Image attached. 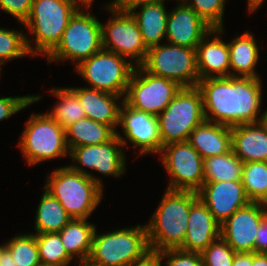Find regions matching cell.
<instances>
[{"label":"cell","mask_w":267,"mask_h":266,"mask_svg":"<svg viewBox=\"0 0 267 266\" xmlns=\"http://www.w3.org/2000/svg\"><path fill=\"white\" fill-rule=\"evenodd\" d=\"M197 88L207 121L232 127L264 120L260 78L211 77L199 80Z\"/></svg>","instance_id":"obj_1"},{"label":"cell","mask_w":267,"mask_h":266,"mask_svg":"<svg viewBox=\"0 0 267 266\" xmlns=\"http://www.w3.org/2000/svg\"><path fill=\"white\" fill-rule=\"evenodd\" d=\"M197 199V192L194 191L165 190L152 218L146 223L152 254L183 245L190 207Z\"/></svg>","instance_id":"obj_2"},{"label":"cell","mask_w":267,"mask_h":266,"mask_svg":"<svg viewBox=\"0 0 267 266\" xmlns=\"http://www.w3.org/2000/svg\"><path fill=\"white\" fill-rule=\"evenodd\" d=\"M84 5L81 0H34L31 13L22 24L35 40L33 47L26 37L31 56H47L59 44L69 20Z\"/></svg>","instance_id":"obj_3"},{"label":"cell","mask_w":267,"mask_h":266,"mask_svg":"<svg viewBox=\"0 0 267 266\" xmlns=\"http://www.w3.org/2000/svg\"><path fill=\"white\" fill-rule=\"evenodd\" d=\"M152 255L146 225L97 234L86 263L94 266H132Z\"/></svg>","instance_id":"obj_4"},{"label":"cell","mask_w":267,"mask_h":266,"mask_svg":"<svg viewBox=\"0 0 267 266\" xmlns=\"http://www.w3.org/2000/svg\"><path fill=\"white\" fill-rule=\"evenodd\" d=\"M48 190L72 219H88L103 199V188L91 177L73 171L69 166L54 169L47 175Z\"/></svg>","instance_id":"obj_5"},{"label":"cell","mask_w":267,"mask_h":266,"mask_svg":"<svg viewBox=\"0 0 267 266\" xmlns=\"http://www.w3.org/2000/svg\"><path fill=\"white\" fill-rule=\"evenodd\" d=\"M90 7L85 4L69 20L59 44L47 55L48 64L70 60L77 66L102 49L101 22L91 12H84Z\"/></svg>","instance_id":"obj_6"},{"label":"cell","mask_w":267,"mask_h":266,"mask_svg":"<svg viewBox=\"0 0 267 266\" xmlns=\"http://www.w3.org/2000/svg\"><path fill=\"white\" fill-rule=\"evenodd\" d=\"M18 147L30 166L69 156L66 131L47 113H32L26 122Z\"/></svg>","instance_id":"obj_7"},{"label":"cell","mask_w":267,"mask_h":266,"mask_svg":"<svg viewBox=\"0 0 267 266\" xmlns=\"http://www.w3.org/2000/svg\"><path fill=\"white\" fill-rule=\"evenodd\" d=\"M157 118L162 146L188 141L192 130L206 120L201 91L182 87Z\"/></svg>","instance_id":"obj_8"},{"label":"cell","mask_w":267,"mask_h":266,"mask_svg":"<svg viewBox=\"0 0 267 266\" xmlns=\"http://www.w3.org/2000/svg\"><path fill=\"white\" fill-rule=\"evenodd\" d=\"M105 9L111 12L107 24L101 23L102 48L140 66L147 54L148 48L143 42L138 24L130 12L121 4H105Z\"/></svg>","instance_id":"obj_9"},{"label":"cell","mask_w":267,"mask_h":266,"mask_svg":"<svg viewBox=\"0 0 267 266\" xmlns=\"http://www.w3.org/2000/svg\"><path fill=\"white\" fill-rule=\"evenodd\" d=\"M140 66L146 72L176 81L182 87H196L200 80L196 48L160 43L148 48Z\"/></svg>","instance_id":"obj_10"},{"label":"cell","mask_w":267,"mask_h":266,"mask_svg":"<svg viewBox=\"0 0 267 266\" xmlns=\"http://www.w3.org/2000/svg\"><path fill=\"white\" fill-rule=\"evenodd\" d=\"M127 60L102 48L75 66V70L91 85L90 88L125 97L128 83L136 67Z\"/></svg>","instance_id":"obj_11"},{"label":"cell","mask_w":267,"mask_h":266,"mask_svg":"<svg viewBox=\"0 0 267 266\" xmlns=\"http://www.w3.org/2000/svg\"><path fill=\"white\" fill-rule=\"evenodd\" d=\"M181 88L176 81L150 74L136 66L123 99L130 107L157 117Z\"/></svg>","instance_id":"obj_12"},{"label":"cell","mask_w":267,"mask_h":266,"mask_svg":"<svg viewBox=\"0 0 267 266\" xmlns=\"http://www.w3.org/2000/svg\"><path fill=\"white\" fill-rule=\"evenodd\" d=\"M159 155L170 176L167 189L197 192L203 186L204 159L188 141L164 145Z\"/></svg>","instance_id":"obj_13"},{"label":"cell","mask_w":267,"mask_h":266,"mask_svg":"<svg viewBox=\"0 0 267 266\" xmlns=\"http://www.w3.org/2000/svg\"><path fill=\"white\" fill-rule=\"evenodd\" d=\"M122 146L120 139L115 135L103 144L74 147L70 150L69 156L74 163H77L68 166L73 171L91 177L94 182L103 188L101 178L99 179L85 169L89 168L105 176L120 177L126 171L127 161Z\"/></svg>","instance_id":"obj_14"},{"label":"cell","mask_w":267,"mask_h":266,"mask_svg":"<svg viewBox=\"0 0 267 266\" xmlns=\"http://www.w3.org/2000/svg\"><path fill=\"white\" fill-rule=\"evenodd\" d=\"M119 126L125 137L118 131L116 135L123 146L127 141L134 147H138L140 156L143 154H158L162 150V141L159 133V121L156 116L130 107L124 101L121 104Z\"/></svg>","instance_id":"obj_15"},{"label":"cell","mask_w":267,"mask_h":266,"mask_svg":"<svg viewBox=\"0 0 267 266\" xmlns=\"http://www.w3.org/2000/svg\"><path fill=\"white\" fill-rule=\"evenodd\" d=\"M267 213L251 202L220 225V236L235 252H255V238Z\"/></svg>","instance_id":"obj_16"},{"label":"cell","mask_w":267,"mask_h":266,"mask_svg":"<svg viewBox=\"0 0 267 266\" xmlns=\"http://www.w3.org/2000/svg\"><path fill=\"white\" fill-rule=\"evenodd\" d=\"M197 195L220 225L251 203L241 180L204 182Z\"/></svg>","instance_id":"obj_17"},{"label":"cell","mask_w":267,"mask_h":266,"mask_svg":"<svg viewBox=\"0 0 267 266\" xmlns=\"http://www.w3.org/2000/svg\"><path fill=\"white\" fill-rule=\"evenodd\" d=\"M213 29L192 8L179 2L168 13L166 39L169 44L196 48L200 41Z\"/></svg>","instance_id":"obj_18"},{"label":"cell","mask_w":267,"mask_h":266,"mask_svg":"<svg viewBox=\"0 0 267 266\" xmlns=\"http://www.w3.org/2000/svg\"><path fill=\"white\" fill-rule=\"evenodd\" d=\"M121 4L136 20L147 48L159 45L160 41L166 38L169 12L165 9V2L123 0ZM136 9H140L139 12H136Z\"/></svg>","instance_id":"obj_19"},{"label":"cell","mask_w":267,"mask_h":266,"mask_svg":"<svg viewBox=\"0 0 267 266\" xmlns=\"http://www.w3.org/2000/svg\"><path fill=\"white\" fill-rule=\"evenodd\" d=\"M223 28L211 29L196 47L197 70L200 80L230 76L229 45L220 36L225 31Z\"/></svg>","instance_id":"obj_20"},{"label":"cell","mask_w":267,"mask_h":266,"mask_svg":"<svg viewBox=\"0 0 267 266\" xmlns=\"http://www.w3.org/2000/svg\"><path fill=\"white\" fill-rule=\"evenodd\" d=\"M220 236V224L198 198L190 207L187 232L180 249L202 253Z\"/></svg>","instance_id":"obj_21"},{"label":"cell","mask_w":267,"mask_h":266,"mask_svg":"<svg viewBox=\"0 0 267 266\" xmlns=\"http://www.w3.org/2000/svg\"><path fill=\"white\" fill-rule=\"evenodd\" d=\"M69 89L78 97L87 118L111 126L117 132L121 108L119 103L122 104L124 101L120 99L122 96L90 87H69Z\"/></svg>","instance_id":"obj_22"},{"label":"cell","mask_w":267,"mask_h":266,"mask_svg":"<svg viewBox=\"0 0 267 266\" xmlns=\"http://www.w3.org/2000/svg\"><path fill=\"white\" fill-rule=\"evenodd\" d=\"M232 150L243 162H267V124L260 121L231 127Z\"/></svg>","instance_id":"obj_23"},{"label":"cell","mask_w":267,"mask_h":266,"mask_svg":"<svg viewBox=\"0 0 267 266\" xmlns=\"http://www.w3.org/2000/svg\"><path fill=\"white\" fill-rule=\"evenodd\" d=\"M188 142L205 159L232 150L231 127L205 120L190 133Z\"/></svg>","instance_id":"obj_24"},{"label":"cell","mask_w":267,"mask_h":266,"mask_svg":"<svg viewBox=\"0 0 267 266\" xmlns=\"http://www.w3.org/2000/svg\"><path fill=\"white\" fill-rule=\"evenodd\" d=\"M230 54V76L260 78L255 66L259 60V46L254 35L245 31L228 42Z\"/></svg>","instance_id":"obj_25"},{"label":"cell","mask_w":267,"mask_h":266,"mask_svg":"<svg viewBox=\"0 0 267 266\" xmlns=\"http://www.w3.org/2000/svg\"><path fill=\"white\" fill-rule=\"evenodd\" d=\"M95 229L96 226L87 219H72L59 232L67 254L73 260L78 259V264L85 263L89 257Z\"/></svg>","instance_id":"obj_26"},{"label":"cell","mask_w":267,"mask_h":266,"mask_svg":"<svg viewBox=\"0 0 267 266\" xmlns=\"http://www.w3.org/2000/svg\"><path fill=\"white\" fill-rule=\"evenodd\" d=\"M65 131L69 150L78 146L103 144L116 135V130L111 126L87 117L71 124Z\"/></svg>","instance_id":"obj_27"},{"label":"cell","mask_w":267,"mask_h":266,"mask_svg":"<svg viewBox=\"0 0 267 266\" xmlns=\"http://www.w3.org/2000/svg\"><path fill=\"white\" fill-rule=\"evenodd\" d=\"M71 220L57 198L44 188L35 217L36 234L60 232Z\"/></svg>","instance_id":"obj_28"},{"label":"cell","mask_w":267,"mask_h":266,"mask_svg":"<svg viewBox=\"0 0 267 266\" xmlns=\"http://www.w3.org/2000/svg\"><path fill=\"white\" fill-rule=\"evenodd\" d=\"M243 164L233 150L205 158L204 182L239 181L242 178Z\"/></svg>","instance_id":"obj_29"},{"label":"cell","mask_w":267,"mask_h":266,"mask_svg":"<svg viewBox=\"0 0 267 266\" xmlns=\"http://www.w3.org/2000/svg\"><path fill=\"white\" fill-rule=\"evenodd\" d=\"M50 92L59 99V102L48 114L61 127L66 129L71 124L86 117L78 97L69 88H53Z\"/></svg>","instance_id":"obj_30"},{"label":"cell","mask_w":267,"mask_h":266,"mask_svg":"<svg viewBox=\"0 0 267 266\" xmlns=\"http://www.w3.org/2000/svg\"><path fill=\"white\" fill-rule=\"evenodd\" d=\"M41 266H68L73 260L66 252L59 232L35 234Z\"/></svg>","instance_id":"obj_31"},{"label":"cell","mask_w":267,"mask_h":266,"mask_svg":"<svg viewBox=\"0 0 267 266\" xmlns=\"http://www.w3.org/2000/svg\"><path fill=\"white\" fill-rule=\"evenodd\" d=\"M241 181L248 199L260 203L267 194V162H245Z\"/></svg>","instance_id":"obj_32"},{"label":"cell","mask_w":267,"mask_h":266,"mask_svg":"<svg viewBox=\"0 0 267 266\" xmlns=\"http://www.w3.org/2000/svg\"><path fill=\"white\" fill-rule=\"evenodd\" d=\"M4 246L17 266H41L35 233L18 234Z\"/></svg>","instance_id":"obj_33"},{"label":"cell","mask_w":267,"mask_h":266,"mask_svg":"<svg viewBox=\"0 0 267 266\" xmlns=\"http://www.w3.org/2000/svg\"><path fill=\"white\" fill-rule=\"evenodd\" d=\"M25 32L0 28V66L6 61L31 55Z\"/></svg>","instance_id":"obj_34"},{"label":"cell","mask_w":267,"mask_h":266,"mask_svg":"<svg viewBox=\"0 0 267 266\" xmlns=\"http://www.w3.org/2000/svg\"><path fill=\"white\" fill-rule=\"evenodd\" d=\"M183 2L213 29L223 27L226 0H183Z\"/></svg>","instance_id":"obj_35"},{"label":"cell","mask_w":267,"mask_h":266,"mask_svg":"<svg viewBox=\"0 0 267 266\" xmlns=\"http://www.w3.org/2000/svg\"><path fill=\"white\" fill-rule=\"evenodd\" d=\"M235 253L219 236L201 253L203 266H232Z\"/></svg>","instance_id":"obj_36"},{"label":"cell","mask_w":267,"mask_h":266,"mask_svg":"<svg viewBox=\"0 0 267 266\" xmlns=\"http://www.w3.org/2000/svg\"><path fill=\"white\" fill-rule=\"evenodd\" d=\"M162 262L166 260V266H203L201 253L185 251L180 248L162 250L156 253Z\"/></svg>","instance_id":"obj_37"},{"label":"cell","mask_w":267,"mask_h":266,"mask_svg":"<svg viewBox=\"0 0 267 266\" xmlns=\"http://www.w3.org/2000/svg\"><path fill=\"white\" fill-rule=\"evenodd\" d=\"M41 95H26L16 97H0V121L5 120L29 105L39 101Z\"/></svg>","instance_id":"obj_38"},{"label":"cell","mask_w":267,"mask_h":266,"mask_svg":"<svg viewBox=\"0 0 267 266\" xmlns=\"http://www.w3.org/2000/svg\"><path fill=\"white\" fill-rule=\"evenodd\" d=\"M34 0H0V9L15 17L21 25L31 13Z\"/></svg>","instance_id":"obj_39"},{"label":"cell","mask_w":267,"mask_h":266,"mask_svg":"<svg viewBox=\"0 0 267 266\" xmlns=\"http://www.w3.org/2000/svg\"><path fill=\"white\" fill-rule=\"evenodd\" d=\"M255 252L267 253V216L260 224L255 238Z\"/></svg>","instance_id":"obj_40"},{"label":"cell","mask_w":267,"mask_h":266,"mask_svg":"<svg viewBox=\"0 0 267 266\" xmlns=\"http://www.w3.org/2000/svg\"><path fill=\"white\" fill-rule=\"evenodd\" d=\"M232 266H252V252H236Z\"/></svg>","instance_id":"obj_41"},{"label":"cell","mask_w":267,"mask_h":266,"mask_svg":"<svg viewBox=\"0 0 267 266\" xmlns=\"http://www.w3.org/2000/svg\"><path fill=\"white\" fill-rule=\"evenodd\" d=\"M0 266H17L10 251L5 246L0 249Z\"/></svg>","instance_id":"obj_42"},{"label":"cell","mask_w":267,"mask_h":266,"mask_svg":"<svg viewBox=\"0 0 267 266\" xmlns=\"http://www.w3.org/2000/svg\"><path fill=\"white\" fill-rule=\"evenodd\" d=\"M252 266H267V253L252 252Z\"/></svg>","instance_id":"obj_43"},{"label":"cell","mask_w":267,"mask_h":266,"mask_svg":"<svg viewBox=\"0 0 267 266\" xmlns=\"http://www.w3.org/2000/svg\"><path fill=\"white\" fill-rule=\"evenodd\" d=\"M132 266H162V262L159 260L156 254H152L145 261Z\"/></svg>","instance_id":"obj_44"},{"label":"cell","mask_w":267,"mask_h":266,"mask_svg":"<svg viewBox=\"0 0 267 266\" xmlns=\"http://www.w3.org/2000/svg\"><path fill=\"white\" fill-rule=\"evenodd\" d=\"M248 1V11L249 13H254L257 9H259L261 7V5L263 4V2L265 0H247Z\"/></svg>","instance_id":"obj_45"},{"label":"cell","mask_w":267,"mask_h":266,"mask_svg":"<svg viewBox=\"0 0 267 266\" xmlns=\"http://www.w3.org/2000/svg\"><path fill=\"white\" fill-rule=\"evenodd\" d=\"M260 205L263 207V209L267 213V194L265 195V197L263 198V200L260 202Z\"/></svg>","instance_id":"obj_46"},{"label":"cell","mask_w":267,"mask_h":266,"mask_svg":"<svg viewBox=\"0 0 267 266\" xmlns=\"http://www.w3.org/2000/svg\"><path fill=\"white\" fill-rule=\"evenodd\" d=\"M84 4H93V0H81Z\"/></svg>","instance_id":"obj_47"},{"label":"cell","mask_w":267,"mask_h":266,"mask_svg":"<svg viewBox=\"0 0 267 266\" xmlns=\"http://www.w3.org/2000/svg\"><path fill=\"white\" fill-rule=\"evenodd\" d=\"M123 0H114V1H112V2H110V3H108V4H116V3H121Z\"/></svg>","instance_id":"obj_48"},{"label":"cell","mask_w":267,"mask_h":266,"mask_svg":"<svg viewBox=\"0 0 267 266\" xmlns=\"http://www.w3.org/2000/svg\"><path fill=\"white\" fill-rule=\"evenodd\" d=\"M79 266H94V265H92V264H89V263H81V264H78Z\"/></svg>","instance_id":"obj_49"},{"label":"cell","mask_w":267,"mask_h":266,"mask_svg":"<svg viewBox=\"0 0 267 266\" xmlns=\"http://www.w3.org/2000/svg\"><path fill=\"white\" fill-rule=\"evenodd\" d=\"M146 1H157V2H165L166 0H146ZM183 2V0H178V2Z\"/></svg>","instance_id":"obj_50"},{"label":"cell","mask_w":267,"mask_h":266,"mask_svg":"<svg viewBox=\"0 0 267 266\" xmlns=\"http://www.w3.org/2000/svg\"><path fill=\"white\" fill-rule=\"evenodd\" d=\"M266 111V114H265V117H264V121L266 122V124H267V110H265Z\"/></svg>","instance_id":"obj_51"}]
</instances>
